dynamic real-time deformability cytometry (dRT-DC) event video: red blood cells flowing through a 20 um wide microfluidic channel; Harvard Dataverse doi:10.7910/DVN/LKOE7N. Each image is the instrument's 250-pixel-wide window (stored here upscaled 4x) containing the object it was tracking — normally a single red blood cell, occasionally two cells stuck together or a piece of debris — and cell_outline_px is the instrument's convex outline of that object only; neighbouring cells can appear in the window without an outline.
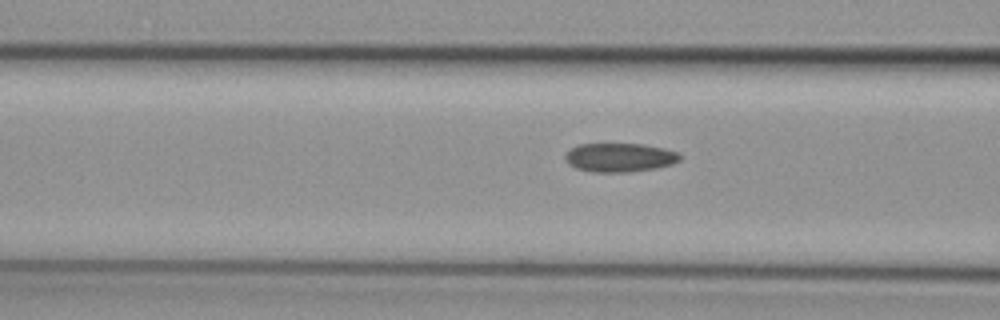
{"species": "common noctule bat (a hibernating species)", "species_latin": "Nyctalus noctula", "temperature_condition": "cold", "stored_images_in_passage": 8, "camera_frame_rate_fps": 3000, "um_per_image_px": 0.085, "animal": {"sex": "female", "body_mass_g": 29.2, "forearm_length_mm": 56.3}, "frame": {"image": 1, "passage_image": 6, "time_ms": 1.667, "image_size_px": [1000, 320], "cell_outline_px": [[680, 160], [672, 164], [656, 168], [628, 172], [596, 172], [576, 168], [568, 164], [564, 160], [564, 156], [572, 148], [580, 144], [644, 144], [664, 148], [680, 152]], "centroid_in_image_um": [52.69, 13.38], "position_along_channel_um": 113.9, "area_um2": 19.31}}